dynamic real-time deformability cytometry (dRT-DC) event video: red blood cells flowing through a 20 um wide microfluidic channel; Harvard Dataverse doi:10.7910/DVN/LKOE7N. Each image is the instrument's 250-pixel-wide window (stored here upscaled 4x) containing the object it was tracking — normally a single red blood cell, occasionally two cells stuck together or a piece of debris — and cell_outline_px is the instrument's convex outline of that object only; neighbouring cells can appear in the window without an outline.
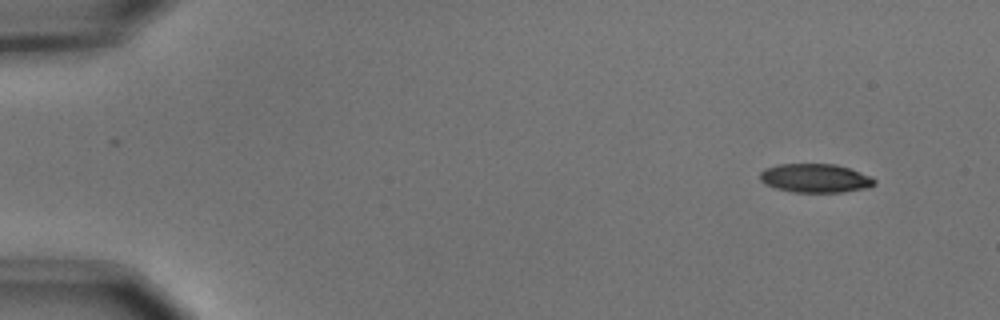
{"species": "common noctule bat (a hibernating species)", "species_latin": "Nyctalus noctula", "temperature_condition": "cold", "stored_images_in_passage": 5, "camera_frame_rate_fps": 3000, "um_per_image_px": 0.085, "animal": {"sex": "male", "body_mass_g": 15.6}, "frame": {"image": 1, "passage_image": 1, "time_ms": 0.0, "image_size_px": [1000, 320], "cell_outline_px": [[876, 184], [868, 188], [844, 192], [792, 192], [776, 188], [764, 184], [760, 180], [760, 172], [764, 168], [776, 164], [836, 164], [872, 176], [876, 180]], "centroid_in_image_um": [69.3, 15.14], "position_along_channel_um": 15.7, "area_um2": 19.42}}
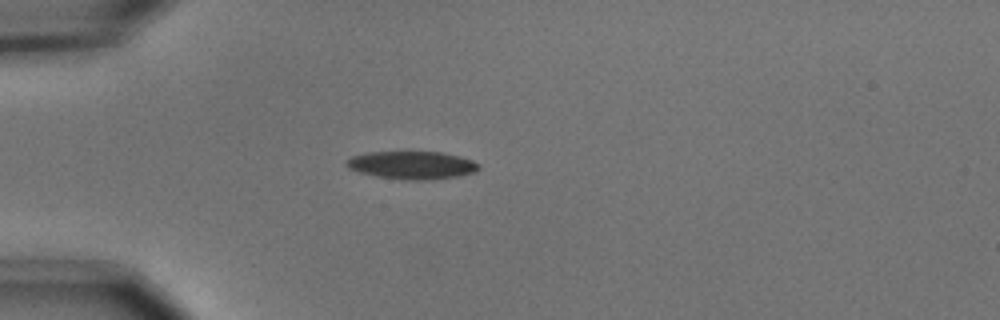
{"frame": {"image": 2, "passage_image": 4, "time_ms": 1.0, "image_size_px": [1000, 320], "cell_outline_px": [[480, 168], [476, 172], [456, 176], [432, 180], [408, 180], [376, 176], [360, 172], [348, 168], [344, 164], [344, 160], [352, 156], [368, 152], [444, 152], [460, 156], [472, 160], [480, 164]], "centroid_in_image_um": [35.02, 14.03], "position_along_channel_um": 50.0, "area_um2": 21.68}}